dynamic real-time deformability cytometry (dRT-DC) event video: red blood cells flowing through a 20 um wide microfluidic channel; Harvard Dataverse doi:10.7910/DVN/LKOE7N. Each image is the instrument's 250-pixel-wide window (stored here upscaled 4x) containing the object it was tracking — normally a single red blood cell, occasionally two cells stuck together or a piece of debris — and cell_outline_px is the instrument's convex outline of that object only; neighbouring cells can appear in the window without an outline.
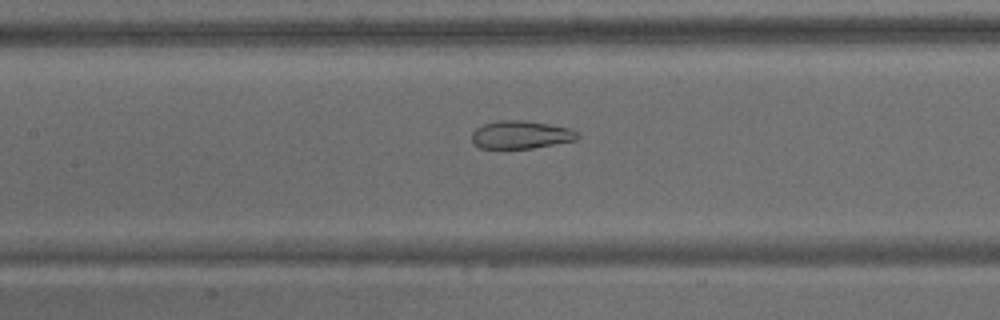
{"species": "common noctule bat (a hibernating species)", "species_latin": "Nyctalus noctula", "temperature_condition": "warm", "stored_images_in_passage": 65, "camera_frame_rate_fps": 3000, "um_per_image_px": 0.085, "animal": {"sex": "male", "body_mass_g": 15.6}, "frame": {"image": 1, "passage_image": 30, "time_ms": 9.667, "image_size_px": [1000, 320], "cell_outline_px": [[580, 136], [576, 140], [532, 148], [480, 148], [472, 144], [472, 132], [476, 128], [484, 124], [500, 120], [524, 120], [572, 128]], "centroid_in_image_um": [44.26, 11.45], "position_along_channel_um": 163.1, "area_um2": 17.22}}
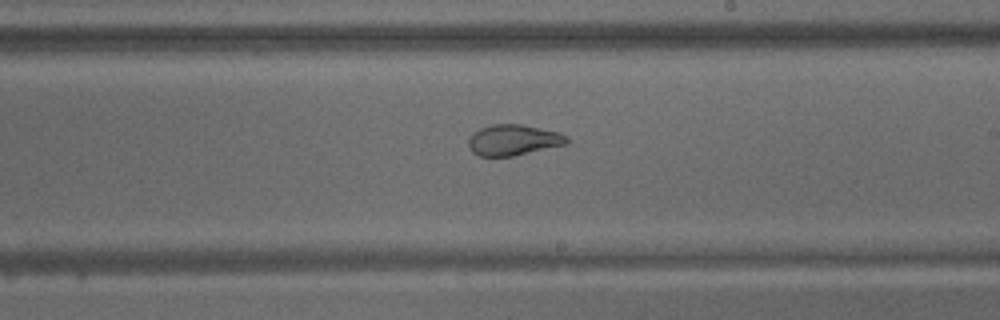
{"frame": {"image": 2, "passage_image": 38, "time_ms": 12.333, "image_size_px": [1000, 320], "cell_outline_px": [[568, 144], [512, 156], [480, 156], [472, 152], [468, 144], [468, 140], [472, 132], [480, 128], [492, 124], [520, 124], [560, 132], [568, 136]], "centroid_in_image_um": [43.64, 11.89], "position_along_channel_um": 245.4, "area_um2": 17.74}}
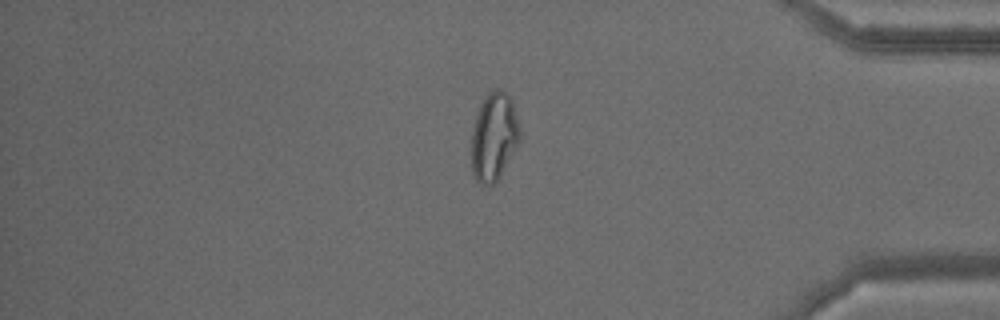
{"frame": {"image": 3, "passage_image": 55, "time_ms": 18.0, "image_size_px": [1000, 320], "cell_outline_px": [[520, 140], [500, 176], [492, 184], [480, 184], [476, 180], [472, 172], [472, 132], [476, 116], [480, 104], [484, 96], [492, 88], [504, 88], [508, 92], [512, 100], [520, 128]], "centroid_in_image_um": [41.99, 11.55], "position_along_channel_um": 393.2, "area_um2": 24.97}, "authors_computed_cell_mechanics": {"area_um2": 24.5072, "velocity_mm_per_s": 3.094, "shape_relaxation_time_tau1_ms": null, "shape_relaxation_time_tau2_ms": 1.1564, "deformation_change_tau1": null, "deformation_change_tau2": 0.0751}}